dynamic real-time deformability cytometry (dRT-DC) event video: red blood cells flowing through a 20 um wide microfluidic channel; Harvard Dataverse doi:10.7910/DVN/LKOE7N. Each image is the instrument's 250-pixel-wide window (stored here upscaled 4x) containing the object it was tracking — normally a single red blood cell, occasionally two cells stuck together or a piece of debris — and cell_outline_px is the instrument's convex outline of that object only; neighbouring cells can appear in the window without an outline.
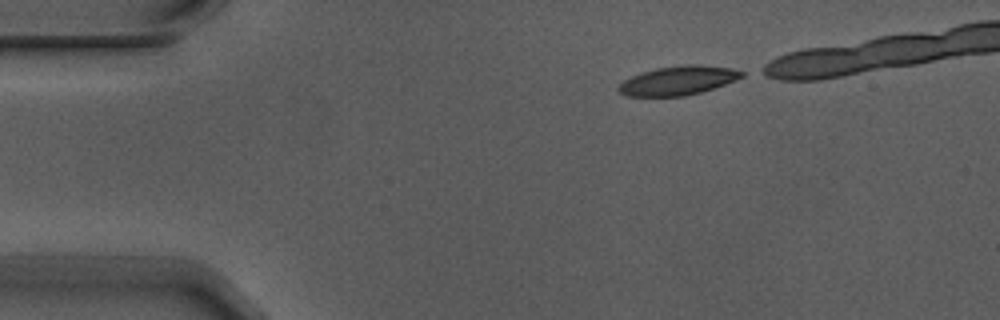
{"species": "Egyptian fruit bat (a non-hibernating species)", "species_latin": "Rousettus aegyptiacus", "temperature_condition": "warm", "stored_images_in_passage": 4, "camera_frame_rate_fps": 3000, "um_per_image_px": 0.085, "animal": {"sex": "male"}, "frame": {"image": 1, "passage_image": 1, "time_ms": 0.0, "image_size_px": [1000, 320], "cell_outline_px": [[744, 76], [736, 80], [700, 92], [684, 96], [624, 96], [616, 88], [624, 80], [640, 72], [656, 68], [688, 64], [732, 68], [744, 72]], "centroid_in_image_um": [57.6, 6.85], "position_along_channel_um": 27.4, "area_um2": 20.63}}